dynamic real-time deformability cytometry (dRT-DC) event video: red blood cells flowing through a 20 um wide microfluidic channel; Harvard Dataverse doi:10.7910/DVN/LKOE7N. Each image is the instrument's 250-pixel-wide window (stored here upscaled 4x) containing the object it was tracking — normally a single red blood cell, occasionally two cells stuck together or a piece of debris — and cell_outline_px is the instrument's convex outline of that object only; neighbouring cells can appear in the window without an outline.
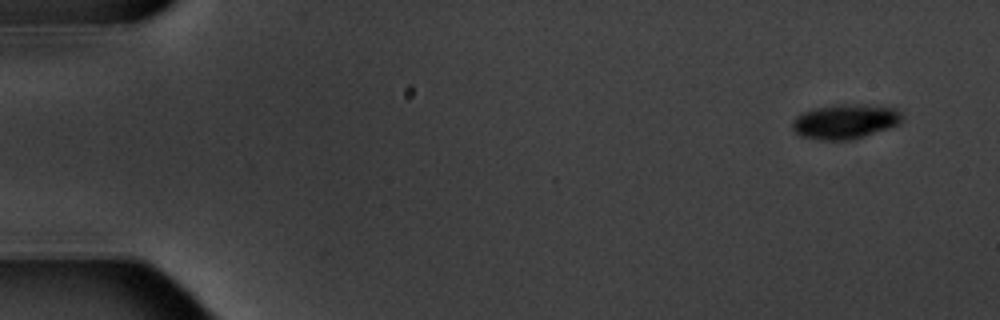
{"species": "common noctule bat (a hibernating species)", "species_latin": "Nyctalus noctula", "temperature_condition": "warm", "stored_images_in_passage": 5, "camera_frame_rate_fps": 3000, "um_per_image_px": 0.085, "animal": {"sex": "male", "body_mass_g": 20.1, "forearm_length_mm": 53.5}, "frame": {"image": 1, "passage_image": 1, "time_ms": 0.0, "image_size_px": [1000, 320], "cell_outline_px": [[904, 120], [900, 124], [852, 140], [820, 140], [800, 136], [792, 128], [792, 124], [796, 116], [804, 112], [816, 108], [840, 104], [868, 104], [896, 108], [904, 116]], "centroid_in_image_um": [71.89, 10.32], "position_along_channel_um": 13.1, "area_um2": 22.31}}
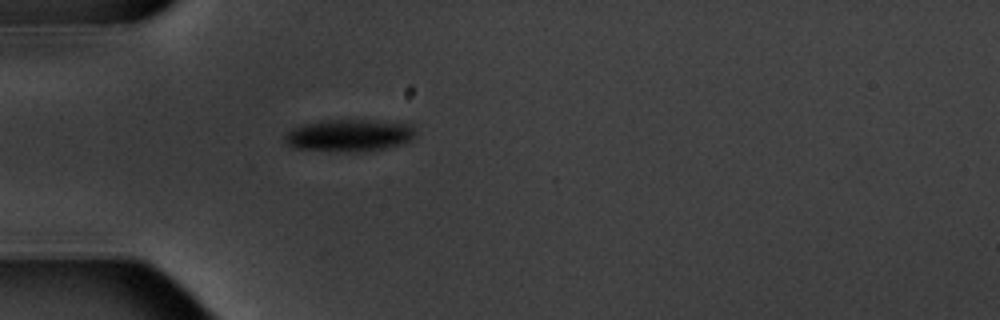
{"frame": {"image": 2, "passage_image": 5, "time_ms": 4.667, "image_size_px": [1000, 320], "cell_outline_px": [[416, 136], [412, 140], [404, 144], [384, 148], [356, 152], [348, 152], [292, 148], [284, 140], [284, 136], [292, 128], [304, 124], [324, 120], [364, 120], [412, 124], [416, 132]], "centroid_in_image_um": [29.71, 11.51], "position_along_channel_um": 55.3, "area_um2": 24.57}}